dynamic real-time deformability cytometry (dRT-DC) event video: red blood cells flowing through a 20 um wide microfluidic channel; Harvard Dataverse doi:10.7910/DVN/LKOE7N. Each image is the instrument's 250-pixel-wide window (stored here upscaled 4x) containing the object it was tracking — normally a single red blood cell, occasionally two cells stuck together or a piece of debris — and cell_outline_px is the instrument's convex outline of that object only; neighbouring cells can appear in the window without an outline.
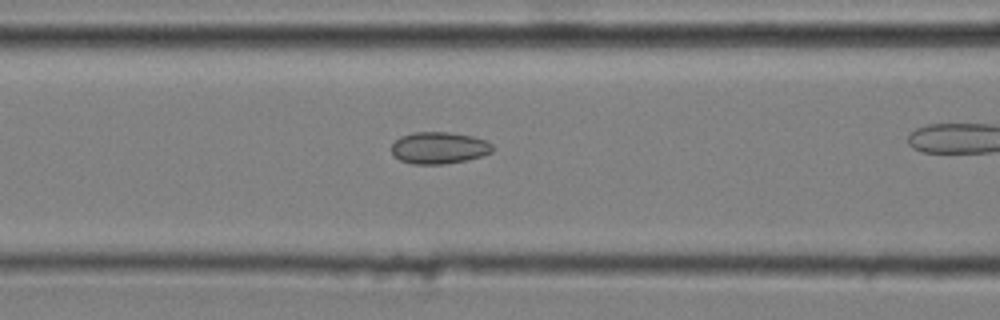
{"species": "common noctule bat (a hibernating species)", "species_latin": "Nyctalus noctula", "temperature_condition": "cold", "stored_images_in_passage": 25, "camera_frame_rate_fps": 3000, "um_per_image_px": 0.085, "animal": {"sex": "male", "body_mass_g": 20.4}, "frame": {"image": 1, "passage_image": 4, "time_ms": 1.0, "image_size_px": [1000, 320], "cell_outline_px": [[492, 152], [484, 156], [444, 164], [412, 164], [400, 160], [392, 152], [392, 144], [400, 136], [416, 132], [448, 132], [472, 136], [488, 140], [492, 144]], "centroid_in_image_um": [37.34, 12.56], "position_along_channel_um": 129.3, "area_um2": 18.73}}
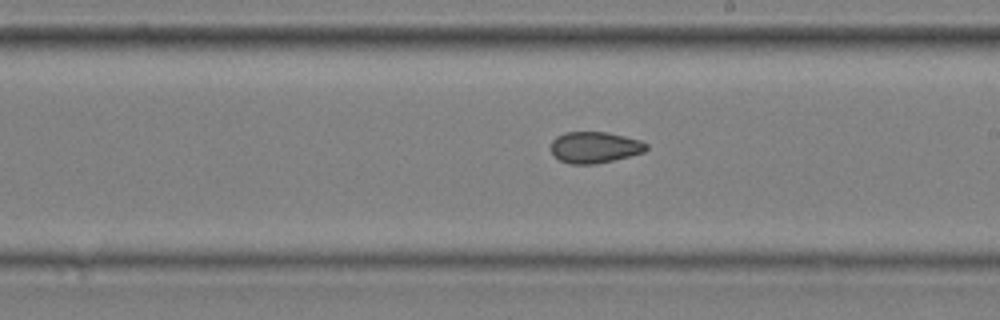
{"frame": {"image": 2, "passage_image": 13, "time_ms": 4.0, "image_size_px": [1000, 320], "cell_outline_px": [[648, 148], [644, 152], [596, 164], [568, 164], [560, 160], [552, 152], [552, 140], [556, 136], [564, 132], [608, 132], [640, 140], [648, 144]], "centroid_in_image_um": [50.55, 12.52], "position_along_channel_um": 238.5, "area_um2": 17.34}}
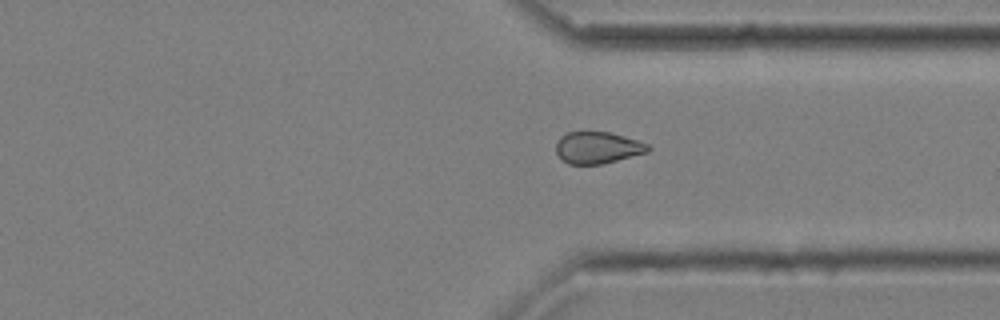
{"frame": {"image": 3, "passage_image": 23, "time_ms": 7.333, "image_size_px": [1000, 320], "cell_outline_px": [[652, 148], [648, 152], [604, 164], [568, 164], [560, 160], [556, 152], [556, 144], [560, 136], [568, 132], [608, 132], [636, 140], [648, 144]], "centroid_in_image_um": [50.77, 12.57], "position_along_channel_um": 360.6, "area_um2": 17.11}}